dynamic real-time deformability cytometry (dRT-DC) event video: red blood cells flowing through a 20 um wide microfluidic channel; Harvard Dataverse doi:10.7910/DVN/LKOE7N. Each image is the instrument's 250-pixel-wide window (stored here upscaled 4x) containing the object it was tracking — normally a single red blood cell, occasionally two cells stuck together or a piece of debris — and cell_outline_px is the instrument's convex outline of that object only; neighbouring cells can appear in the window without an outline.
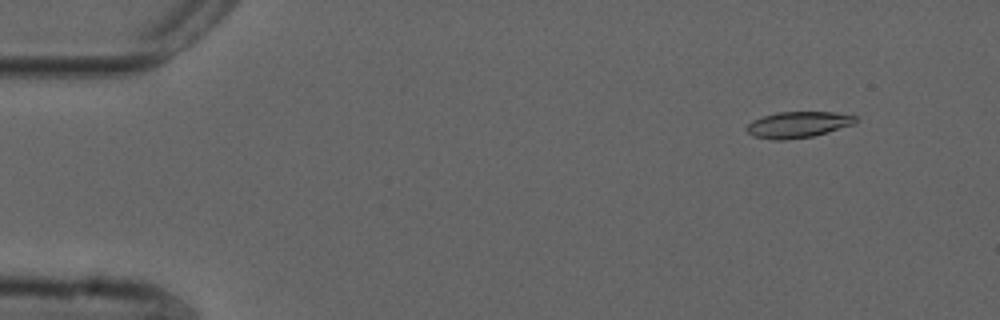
{"species": "common noctule bat (a hibernating species)", "species_latin": "Nyctalus noctula", "temperature_condition": "cold", "stored_images_in_passage": 50, "camera_frame_rate_fps": 3000, "um_per_image_px": 0.085, "animal": {"sex": "male", "forearm_length_mm": 52.5}, "frame": {"image": 1, "passage_image": 1, "time_ms": 0.0, "image_size_px": [1000, 320], "cell_outline_px": [[860, 120], [856, 124], [812, 136], [784, 140], [776, 140], [752, 136], [744, 128], [752, 120], [776, 112], [836, 112], [856, 116]], "centroid_in_image_um": [67.86, 10.59], "position_along_channel_um": 17.1, "area_um2": 16.7}}
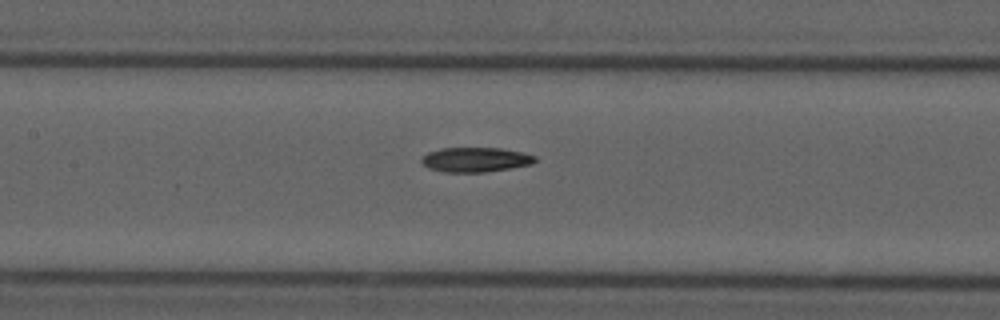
{"frame": {"image": 2, "passage_image": 21, "time_ms": 6.667, "image_size_px": [1000, 320], "cell_outline_px": [[536, 160], [532, 164], [484, 172], [444, 172], [428, 168], [420, 160], [428, 152], [440, 148], [500, 148], [524, 152], [536, 156]], "centroid_in_image_um": [40.42, 13.56], "position_along_channel_um": 167.0, "area_um2": 16.24}}
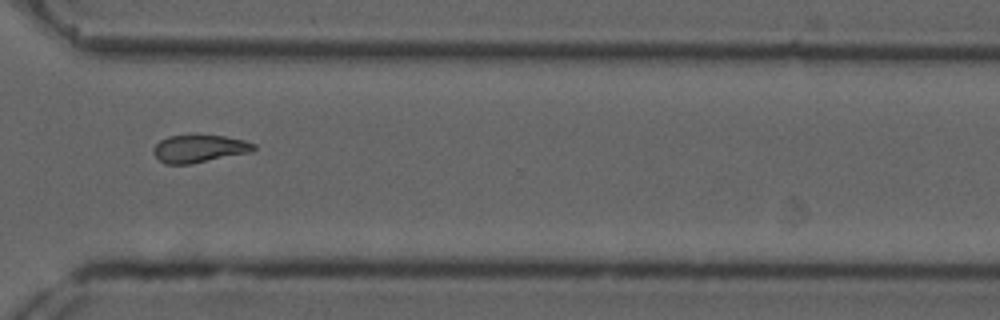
{"frame": {"image": 3, "passage_image": 36, "time_ms": 11.667, "image_size_px": [1000, 320], "cell_outline_px": [[256, 148], [252, 152], [192, 164], [164, 164], [152, 152], [152, 148], [160, 140], [168, 136], [224, 136], [244, 140], [256, 144]], "centroid_in_image_um": [16.95, 12.65], "position_along_channel_um": 353.7, "area_um2": 16.13}, "authors_computed_cell_mechanics": {"area_um2": 16.6175, "velocity_mm_per_s": 3.7388, "shape_relaxation_time_tau1_ms": null, "shape_relaxation_time_tau2_ms": 6.8505, "deformation_change_tau1": null, "deformation_change_tau2": 0.1366}}